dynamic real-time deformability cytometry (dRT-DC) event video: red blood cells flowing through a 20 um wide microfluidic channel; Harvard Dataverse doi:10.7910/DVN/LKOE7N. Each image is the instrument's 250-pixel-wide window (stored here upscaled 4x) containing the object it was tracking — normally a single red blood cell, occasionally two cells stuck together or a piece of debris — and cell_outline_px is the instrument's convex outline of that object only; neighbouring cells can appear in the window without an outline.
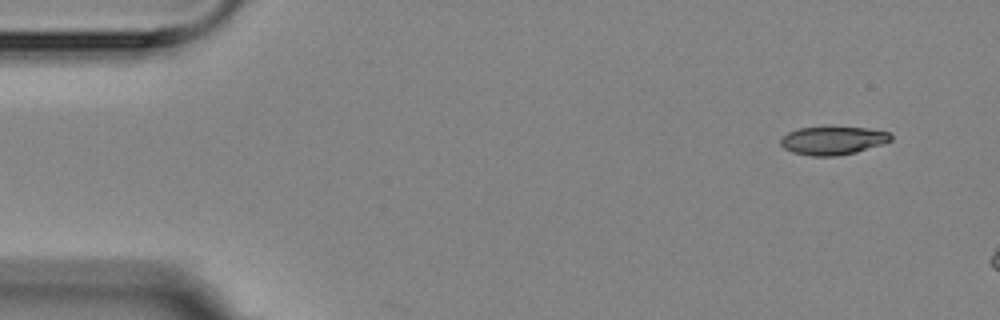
{"species": "Egyptian fruit bat (a non-hibernating species)", "species_latin": "Rousettus aegyptiacus", "temperature_condition": "room temperature", "stored_images_in_passage": 3, "camera_frame_rate_fps": 3000, "um_per_image_px": 0.085, "animal": {"sex": "female"}, "frame": {"image": 1, "passage_image": 1, "time_ms": 0.0, "image_size_px": [1000, 320], "cell_outline_px": [[892, 140], [884, 144], [856, 152], [836, 156], [812, 156], [792, 152], [784, 148], [780, 144], [780, 136], [788, 132], [800, 128], [868, 128], [888, 132], [892, 136]], "centroid_in_image_um": [70.79, 11.96], "position_along_channel_um": 14.2, "area_um2": 18.03}}